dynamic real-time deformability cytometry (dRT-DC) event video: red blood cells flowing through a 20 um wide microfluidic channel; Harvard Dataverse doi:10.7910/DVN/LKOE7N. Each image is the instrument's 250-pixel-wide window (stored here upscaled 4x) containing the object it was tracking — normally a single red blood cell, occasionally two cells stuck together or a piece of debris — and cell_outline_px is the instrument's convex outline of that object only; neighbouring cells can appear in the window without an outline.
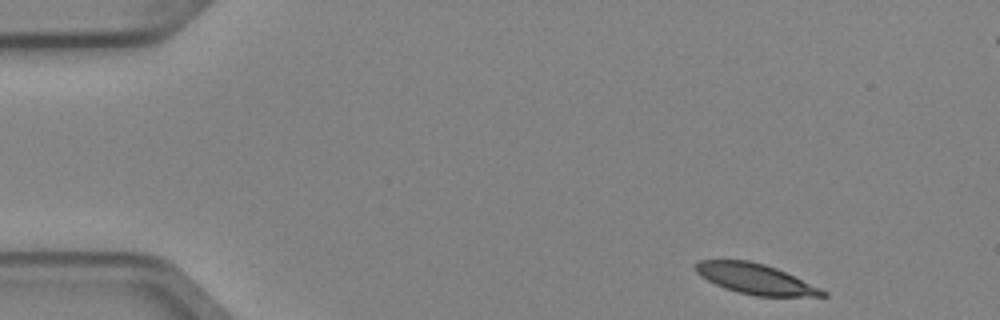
{"species": "Egyptian fruit bat (a non-hibernating species)", "species_latin": "Rousettus aegyptiacus", "temperature_condition": "cold", "stored_images_in_passage": 5, "camera_frame_rate_fps": 3000, "um_per_image_px": 0.085, "animal": {"sex": "female"}, "frame": {"image": 1, "passage_image": 1, "time_ms": 0.0, "image_size_px": [1000, 320], "cell_outline_px": [[828, 296], [756, 296], [724, 288], [700, 276], [692, 268], [692, 264], [700, 260], [748, 260], [764, 264], [776, 268], [820, 288], [828, 292]], "centroid_in_image_um": [64.16, 23.69], "position_along_channel_um": 20.8, "area_um2": 22.31}}
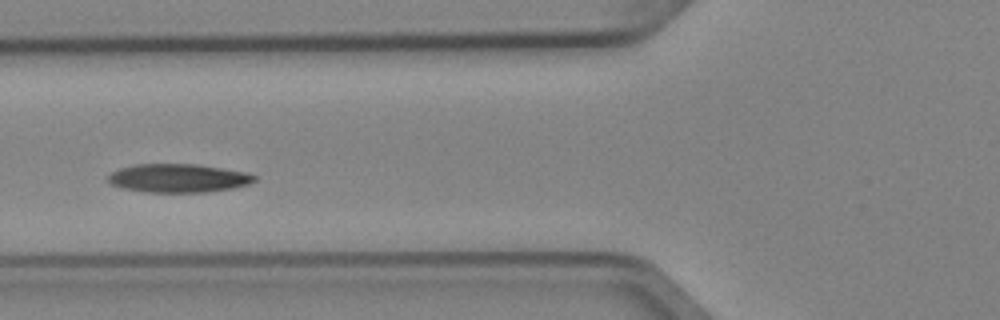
{"frame": {"image": 2, "passage_image": 5, "time_ms": 1.333, "image_size_px": [1000, 320], "cell_outline_px": [[256, 180], [248, 184], [232, 188], [208, 192], [148, 192], [120, 188], [112, 184], [108, 180], [108, 176], [112, 172], [120, 168], [136, 164], [196, 164], [248, 172], [256, 176]], "centroid_in_image_um": [15.16, 15.14], "position_along_channel_um": 110.6, "area_um2": 24.33}}